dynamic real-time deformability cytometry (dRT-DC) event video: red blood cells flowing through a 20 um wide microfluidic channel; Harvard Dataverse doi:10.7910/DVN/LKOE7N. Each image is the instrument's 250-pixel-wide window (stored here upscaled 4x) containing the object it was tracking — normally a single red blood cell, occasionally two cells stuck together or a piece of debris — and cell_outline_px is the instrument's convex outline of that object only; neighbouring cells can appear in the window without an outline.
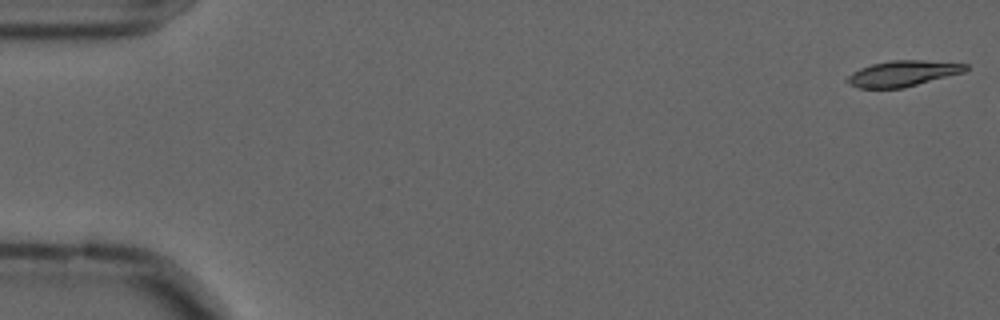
{"species": "common noctule bat (a hibernating species)", "species_latin": "Nyctalus noctula", "temperature_condition": "cold", "stored_images_in_passage": 7, "camera_frame_rate_fps": 3000, "um_per_image_px": 0.085, "animal": {"sex": "male", "forearm_length_mm": 52.5}, "frame": {"image": 1, "passage_image": 1, "time_ms": 0.0, "image_size_px": [1000, 320], "cell_outline_px": [[968, 68], [964, 72], [904, 88], [856, 88], [844, 80], [852, 72], [860, 68], [872, 64], [892, 60], [924, 60], [968, 64]], "centroid_in_image_um": [76.72, 6.25], "position_along_channel_um": 8.3, "area_um2": 17.8}}